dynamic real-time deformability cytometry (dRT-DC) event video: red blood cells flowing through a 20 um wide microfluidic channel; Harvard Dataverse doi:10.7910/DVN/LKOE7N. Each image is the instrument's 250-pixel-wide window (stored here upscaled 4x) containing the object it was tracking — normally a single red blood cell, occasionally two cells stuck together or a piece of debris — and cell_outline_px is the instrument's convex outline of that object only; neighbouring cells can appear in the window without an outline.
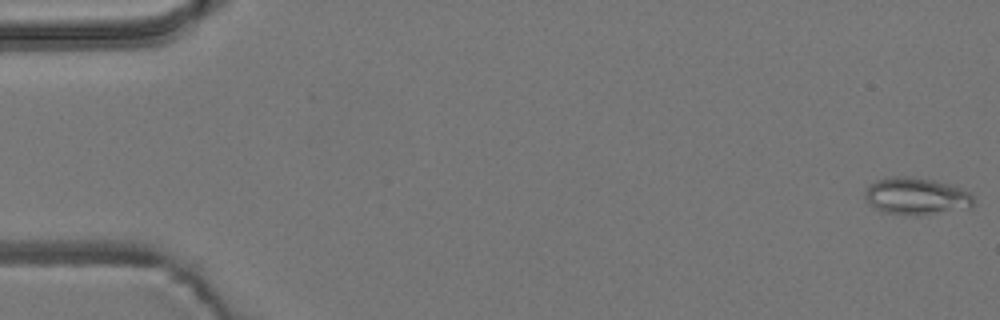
{"species": "common noctule bat (a hibernating species)", "species_latin": "Nyctalus noctula", "temperature_condition": "room temperature", "stored_images_in_passage": 5, "camera_frame_rate_fps": 3000, "um_per_image_px": 0.085, "animal": {"sex": "male", "body_mass_g": 19.2, "forearm_length_mm": 51.8}, "frame": {"image": 1, "passage_image": 1, "time_ms": 0.0, "image_size_px": [1000, 320], "cell_outline_px": [[972, 204], [968, 208], [920, 216], [916, 216], [884, 212], [868, 204], [864, 196], [864, 192], [876, 180], [888, 176], [908, 176], [936, 180], [952, 184], [968, 192], [972, 196]], "centroid_in_image_um": [77.86, 16.67], "position_along_channel_um": 7.1, "area_um2": 23.64}}
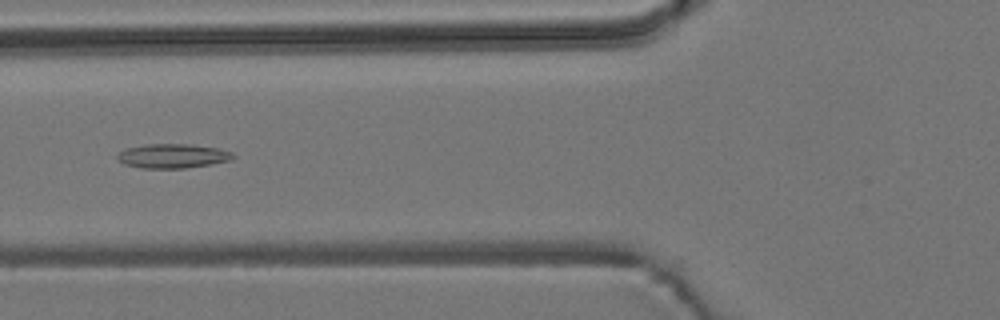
{"frame": {"image": 2, "passage_image": 5, "time_ms": 6.667, "image_size_px": [1000, 320], "cell_outline_px": [[236, 156], [232, 160], [184, 168], [140, 168], [124, 164], [116, 156], [120, 152], [128, 148], [144, 144], [188, 144], [216, 148], [232, 152]], "centroid_in_image_um": [14.68, 13.26], "position_along_channel_um": 111.1, "area_um2": 16.18}}